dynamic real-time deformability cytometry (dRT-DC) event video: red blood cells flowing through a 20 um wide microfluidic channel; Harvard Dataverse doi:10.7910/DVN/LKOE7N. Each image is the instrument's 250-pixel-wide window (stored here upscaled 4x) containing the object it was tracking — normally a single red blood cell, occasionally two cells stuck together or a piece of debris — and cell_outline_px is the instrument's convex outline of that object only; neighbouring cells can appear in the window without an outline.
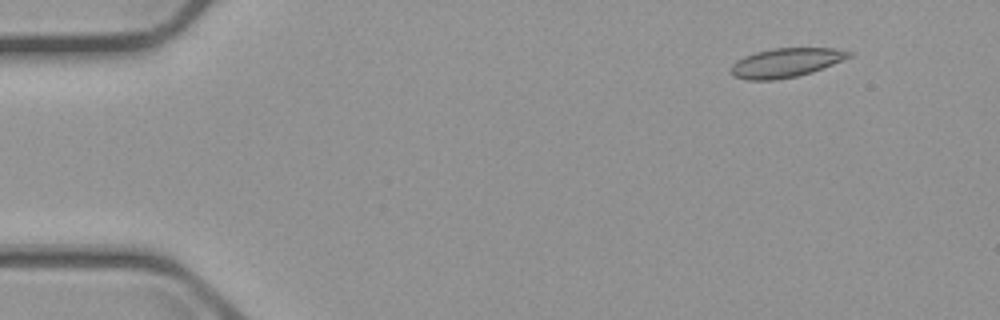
{"species": "common noctule bat (a hibernating species)", "species_latin": "Nyctalus noctula", "temperature_condition": "cold", "stored_images_in_passage": 6, "camera_frame_rate_fps": 3000, "um_per_image_px": 0.085, "animal": {"sex": "male", "body_mass_g": 23.1, "forearm_length_mm": 52.7}, "frame": {"image": 1, "passage_image": 2, "time_ms": 1.333, "image_size_px": [1000, 320], "cell_outline_px": [[852, 56], [812, 72], [796, 76], [776, 80], [748, 80], [736, 76], [732, 72], [732, 64], [736, 60], [744, 56], [756, 52], [772, 48], [832, 48], [852, 52]], "centroid_in_image_um": [66.8, 5.32], "position_along_channel_um": 18.2, "area_um2": 19.77}}
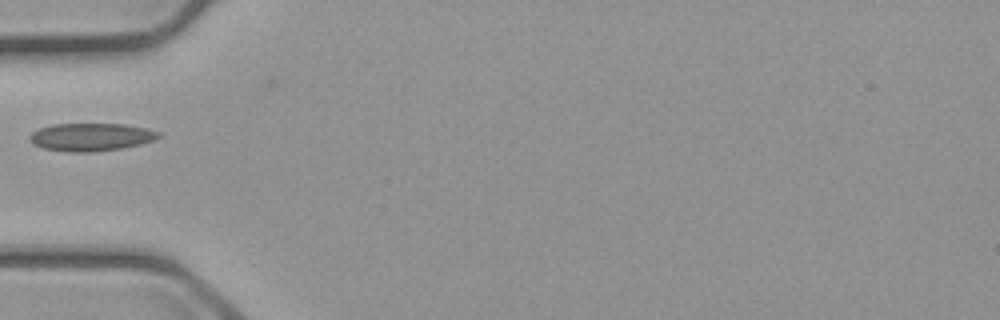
{"frame": {"image": 2, "passage_image": 5, "time_ms": 5.667, "image_size_px": [1000, 320], "cell_outline_px": [[164, 136], [140, 144], [120, 148], [92, 152], [68, 152], [44, 148], [32, 144], [28, 140], [28, 136], [32, 132], [40, 128], [52, 124], [124, 124], [148, 128], [160, 132]], "centroid_in_image_um": [7.73, 11.64], "position_along_channel_um": 77.3, "area_um2": 21.04}}